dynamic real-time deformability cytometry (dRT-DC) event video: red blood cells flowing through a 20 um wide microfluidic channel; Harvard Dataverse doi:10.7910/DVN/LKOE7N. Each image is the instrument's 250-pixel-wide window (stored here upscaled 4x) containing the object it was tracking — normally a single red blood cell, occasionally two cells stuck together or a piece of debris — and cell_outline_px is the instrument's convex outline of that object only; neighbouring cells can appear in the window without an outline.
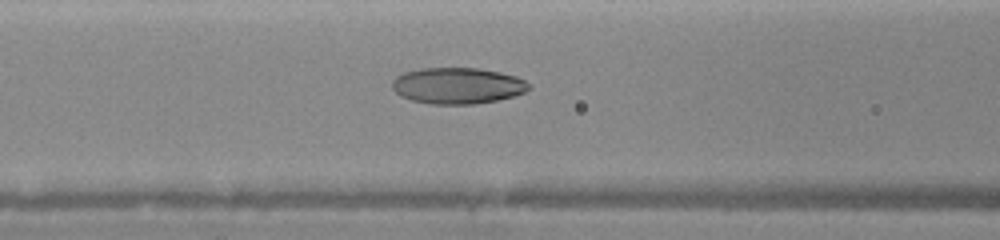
{"species": "human", "species_latin": "Homo sapiens", "temperature_condition": "warm", "stored_images_in_passage": 42, "camera_frame_rate_fps": 3000, "um_per_image_px": 0.085, "donor": {"sex": "female"}, "frame": {"image": 1, "passage_image": 18, "time_ms": 6.333, "image_size_px": [1000, 240], "cell_outline_px": [[528, 88], [524, 92], [512, 96], [496, 100], [476, 104], [432, 104], [412, 100], [400, 96], [392, 88], [392, 80], [396, 76], [404, 72], [420, 68], [480, 68], [500, 72], [516, 76], [524, 80], [528, 84]], "centroid_in_image_um": [38.85, 7.28], "position_along_channel_um": 127.8, "area_um2": 28.78}}
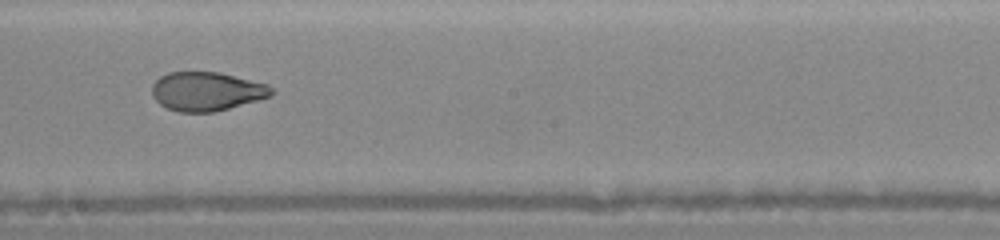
{"frame": {"image": 2, "passage_image": 24, "time_ms": 8.667, "image_size_px": [1000, 240], "cell_outline_px": [[276, 92], [272, 96], [216, 112], [180, 112], [168, 108], [160, 104], [152, 96], [152, 84], [160, 76], [168, 72], [220, 72], [268, 84]], "centroid_in_image_um": [17.59, 7.76], "position_along_channel_um": 230.6, "area_um2": 27.28}}
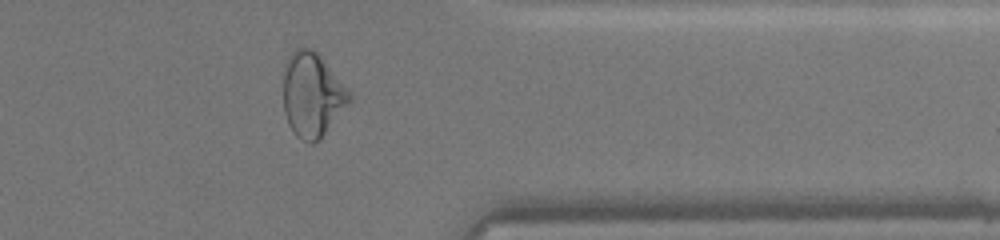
{"frame": {"image": 3, "passage_image": 34, "time_ms": 12.333, "image_size_px": [1000, 240], "cell_outline_px": [[352, 100], [320, 140], [312, 144], [308, 144], [300, 140], [292, 132], [288, 124], [284, 112], [284, 64], [288, 56], [296, 48], [312, 48], [320, 56], [352, 92]], "centroid_in_image_um": [26.54, 8.09], "position_along_channel_um": 384.9, "area_um2": 32.89}}